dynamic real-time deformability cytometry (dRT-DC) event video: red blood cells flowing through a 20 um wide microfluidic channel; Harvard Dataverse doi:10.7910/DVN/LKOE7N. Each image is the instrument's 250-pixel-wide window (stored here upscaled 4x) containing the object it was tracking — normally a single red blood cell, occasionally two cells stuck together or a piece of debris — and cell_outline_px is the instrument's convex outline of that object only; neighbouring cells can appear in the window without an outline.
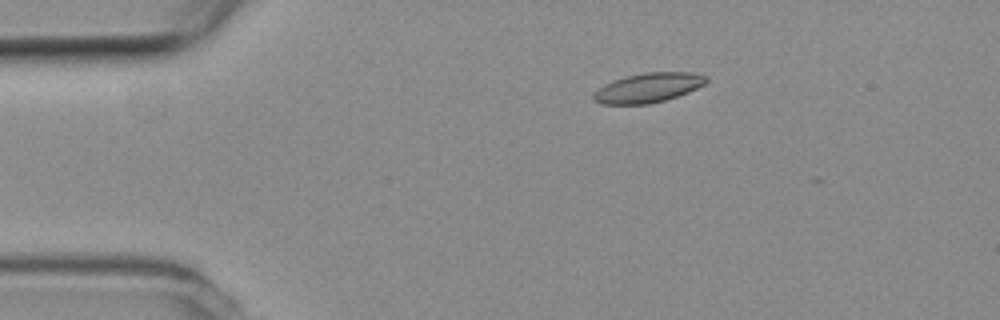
{"species": "common noctule bat (a hibernating species)", "species_latin": "Nyctalus noctula", "temperature_condition": "room temperature", "stored_images_in_passage": 7, "camera_frame_rate_fps": 3000, "um_per_image_px": 0.085, "animal": {"sex": "female", "body_mass_g": 19.3, "forearm_length_mm": 54.1}, "frame": {"image": 1, "passage_image": 1, "time_ms": 0.0, "image_size_px": [1000, 320], "cell_outline_px": [[708, 80], [704, 84], [688, 92], [664, 100], [648, 104], [600, 104], [592, 100], [592, 96], [604, 84], [628, 76], [644, 72], [692, 72], [708, 76]], "centroid_in_image_um": [55.11, 7.46], "position_along_channel_um": 29.9, "area_um2": 19.19}}